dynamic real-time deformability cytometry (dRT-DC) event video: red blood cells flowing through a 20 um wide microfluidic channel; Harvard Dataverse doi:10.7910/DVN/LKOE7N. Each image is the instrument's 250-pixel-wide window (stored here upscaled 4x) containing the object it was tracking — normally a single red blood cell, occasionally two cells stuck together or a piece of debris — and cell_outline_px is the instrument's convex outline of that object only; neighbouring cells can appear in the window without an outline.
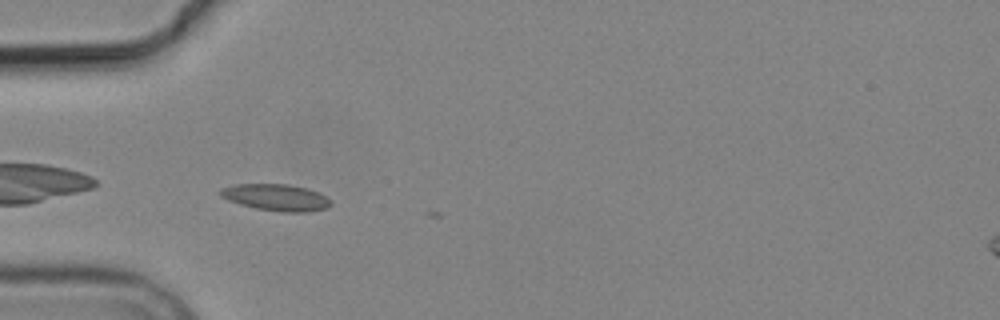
{"species": "common noctule bat (a hibernating species)", "species_latin": "Nyctalus noctula", "temperature_condition": "cold", "stored_images_in_passage": 2, "camera_frame_rate_fps": 3000, "um_per_image_px": 0.085, "animal": {"sex": "male", "body_mass_g": 19.2, "forearm_length_mm": 51.8}, "frame": {"image": 1, "passage_image": 1, "time_ms": 0.0, "image_size_px": [1000, 320], "cell_outline_px": [[332, 204], [328, 208], [304, 212], [280, 212], [256, 208], [240, 204], [228, 200], [220, 196], [220, 188], [236, 184], [288, 184], [320, 192], [332, 200]], "centroid_in_image_um": [23.49, 16.78], "position_along_channel_um": 61.5, "area_um2": 17.22}}